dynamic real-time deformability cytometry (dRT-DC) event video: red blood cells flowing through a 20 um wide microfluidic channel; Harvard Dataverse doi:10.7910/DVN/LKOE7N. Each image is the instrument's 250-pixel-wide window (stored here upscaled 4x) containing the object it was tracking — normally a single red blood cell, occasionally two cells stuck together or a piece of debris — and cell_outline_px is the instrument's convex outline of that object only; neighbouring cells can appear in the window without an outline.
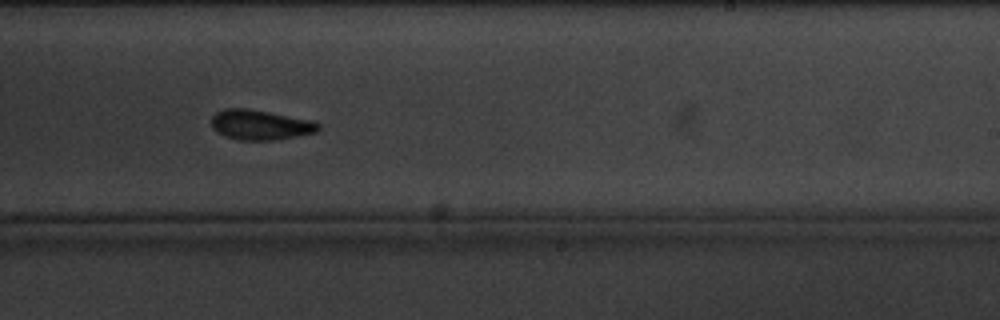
{"species": "common noctule bat (a hibernating species)", "species_latin": "Nyctalus noctula", "temperature_condition": "cold", "stored_images_in_passage": 15, "camera_frame_rate_fps": 3000, "um_per_image_px": 0.085, "animal": {"sex": "male", "body_mass_g": 20.1, "forearm_length_mm": 53.5}, "frame": {"image": 1, "passage_image": 9, "time_ms": 9.667, "image_size_px": [1000, 320], "cell_outline_px": [[320, 128], [316, 132], [276, 140], [236, 140], [224, 136], [216, 132], [212, 128], [212, 116], [216, 112], [224, 108], [248, 108], [312, 120], [320, 124]], "centroid_in_image_um": [22.09, 10.61], "position_along_channel_um": 266.9, "area_um2": 18.84}, "authors_computed_cell_mechanics": {"area_um2": 18.8428, "velocity_mm_per_s": 3.264, "shape_relaxation_time_tau1_ms": 1.6832, "shape_relaxation_time_tau2_ms": null, "deformation_change_tau1": 0.0619, "deformation_change_tau2": null}}